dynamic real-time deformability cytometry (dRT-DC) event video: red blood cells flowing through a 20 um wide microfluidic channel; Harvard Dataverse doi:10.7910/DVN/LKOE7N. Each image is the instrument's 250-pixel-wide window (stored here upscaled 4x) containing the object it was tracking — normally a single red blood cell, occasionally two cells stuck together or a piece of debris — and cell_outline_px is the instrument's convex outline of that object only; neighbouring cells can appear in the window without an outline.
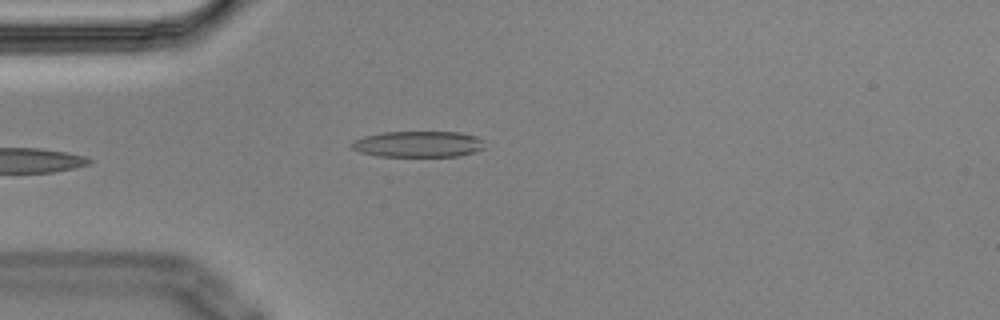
{"species": "Egyptian fruit bat (a non-hibernating species)", "species_latin": "Rousettus aegyptiacus", "temperature_condition": "cold", "stored_images_in_passage": 5, "camera_frame_rate_fps": 3000, "um_per_image_px": 0.085, "animal": {"sex": "male"}, "frame": {"image": 1, "passage_image": 4, "time_ms": 1.0, "image_size_px": [1000, 320], "cell_outline_px": [[488, 148], [476, 152], [460, 156], [376, 156], [360, 152], [352, 148], [348, 144], [352, 140], [364, 136], [380, 132], [460, 132], [476, 136], [484, 140]], "centroid_in_image_um": [35.58, 12.25], "position_along_channel_um": 49.4, "area_um2": 20.69}}